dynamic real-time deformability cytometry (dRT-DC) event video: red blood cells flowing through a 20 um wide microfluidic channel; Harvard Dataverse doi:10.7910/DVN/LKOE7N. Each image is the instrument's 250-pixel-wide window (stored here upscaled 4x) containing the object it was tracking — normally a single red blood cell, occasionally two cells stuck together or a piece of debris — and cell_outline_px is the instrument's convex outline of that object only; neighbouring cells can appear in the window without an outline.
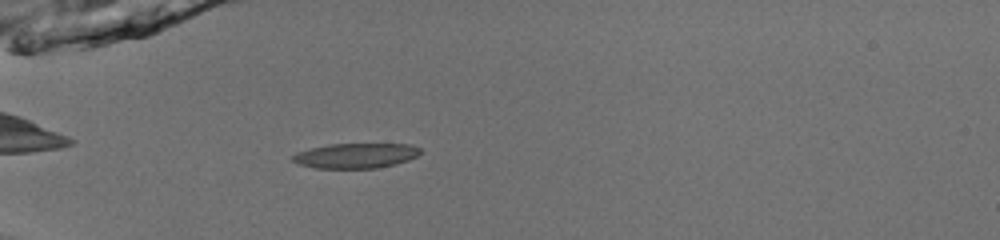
{"species": "common noctule bat (a hibernating species)", "species_latin": "Nyctalus noctula", "temperature_condition": "room temperature", "stored_images_in_passage": 37, "camera_frame_rate_fps": 3000, "um_per_image_px": 0.085, "animal": {"sex": "male", "body_mass_g": 13.0, "forearm_length_mm": 53.1}, "frame": {"image": 1, "passage_image": 2, "time_ms": 0.333, "image_size_px": [1000, 240], "cell_outline_px": [[420, 152], [416, 156], [408, 160], [396, 164], [376, 168], [316, 168], [296, 164], [292, 160], [292, 156], [296, 152], [328, 144], [412, 144], [420, 148]], "centroid_in_image_um": [30.22, 13.23], "position_along_channel_um": 54.8, "area_um2": 18.61}}
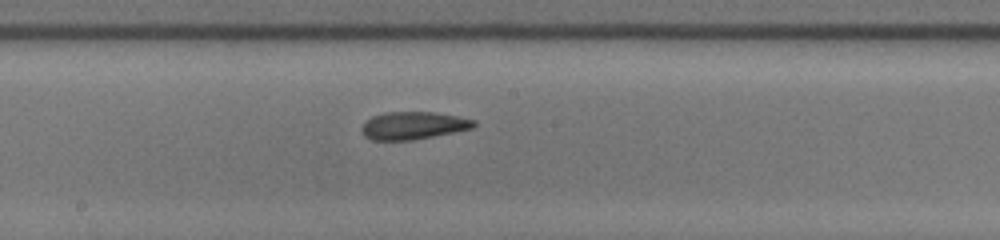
{"frame": {"image": 2, "passage_image": 15, "time_ms": 4.667, "image_size_px": [1000, 240], "cell_outline_px": [[476, 124], [472, 128], [412, 140], [372, 140], [364, 136], [360, 132], [360, 128], [372, 116], [384, 112], [432, 112], [456, 116], [476, 120]], "centroid_in_image_um": [35.08, 10.67], "position_along_channel_um": 213.1, "area_um2": 17.92}}
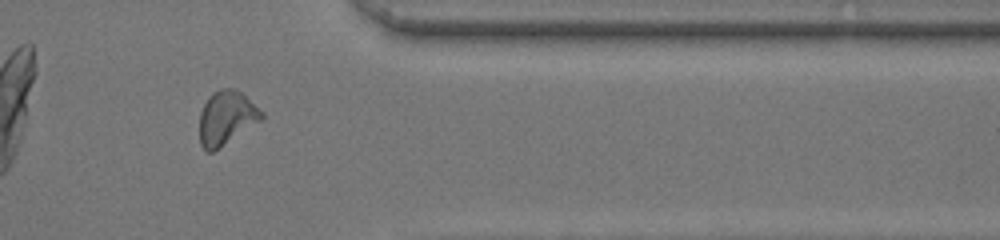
{"frame": {"image": 3, "passage_image": 29, "time_ms": 9.333, "image_size_px": [1000, 240], "cell_outline_px": [[264, 116], [260, 120], [212, 152], [208, 152], [200, 144], [200, 112], [208, 96], [212, 92], [220, 88], [232, 88], [240, 92], [264, 112]], "centroid_in_image_um": [19.22, 9.98], "position_along_channel_um": 392.2, "area_um2": 19.07}, "authors_computed_cell_mechanics": {"area_um2": 18.8428, "velocity_mm_per_s": 3.9881, "shape_relaxation_time_tau1_ms": 9.3469, "shape_relaxation_time_tau2_ms": 1.7278, "deformation_change_tau1": 0.1786, "deformation_change_tau2": 0.0974}}